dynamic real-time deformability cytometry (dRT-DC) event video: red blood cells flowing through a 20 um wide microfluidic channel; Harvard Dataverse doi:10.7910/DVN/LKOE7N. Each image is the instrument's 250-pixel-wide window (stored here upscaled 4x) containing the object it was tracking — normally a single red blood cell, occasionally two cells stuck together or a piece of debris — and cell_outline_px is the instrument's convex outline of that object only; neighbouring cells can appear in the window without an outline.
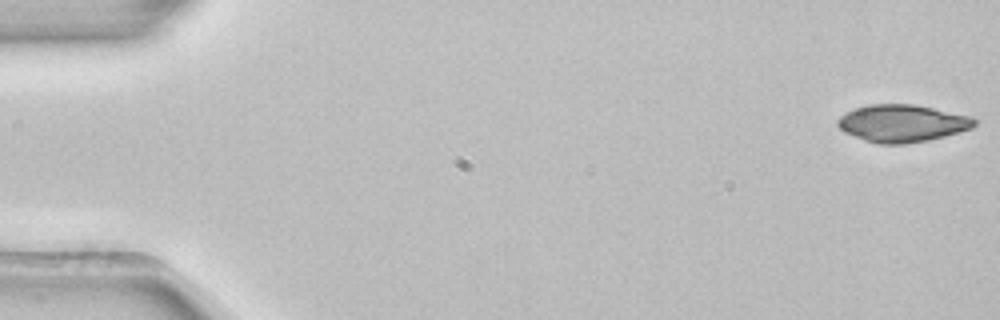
{"species": "common noctule bat (a hibernating species)", "species_latin": "Nyctalus noctula", "temperature_condition": "room temperature", "stored_images_in_passage": 52, "camera_frame_rate_fps": 3000, "um_per_image_px": 0.085, "animal": {"sex": "female", "body_mass_g": 22.7, "forearm_length_mm": 54.2}, "frame": {"image": 1, "passage_image": 1, "time_ms": 0.0, "image_size_px": [1000, 320], "cell_outline_px": [[976, 124], [972, 128], [960, 132], [928, 140], [904, 144], [876, 144], [864, 140], [844, 132], [836, 124], [836, 120], [840, 116], [856, 108], [868, 104], [916, 104], [972, 116], [976, 120]], "centroid_in_image_um": [76.7, 10.48], "position_along_channel_um": 8.3, "area_um2": 29.94}}
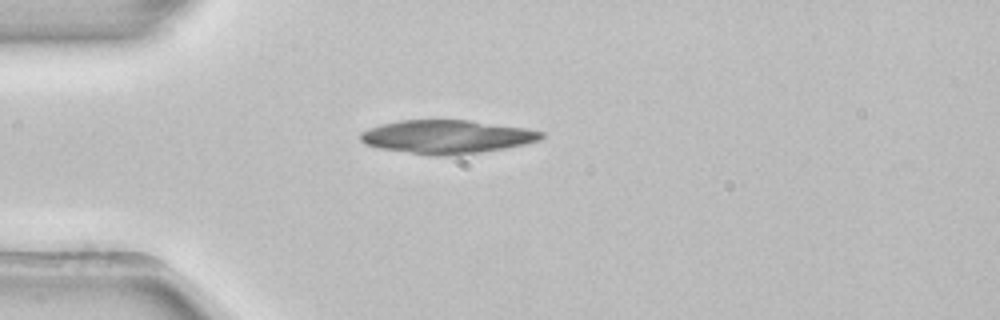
{"frame": {"image": 2, "passage_image": 14, "time_ms": 4.333, "image_size_px": [1000, 320], "cell_outline_px": [[544, 136], [540, 140], [524, 144], [504, 148], [480, 152], [448, 156], [428, 156], [380, 148], [364, 144], [360, 140], [360, 132], [384, 124], [400, 120], [468, 120], [524, 128], [544, 132]], "centroid_in_image_um": [37.96, 11.64], "position_along_channel_um": 47.0, "area_um2": 35.14}}